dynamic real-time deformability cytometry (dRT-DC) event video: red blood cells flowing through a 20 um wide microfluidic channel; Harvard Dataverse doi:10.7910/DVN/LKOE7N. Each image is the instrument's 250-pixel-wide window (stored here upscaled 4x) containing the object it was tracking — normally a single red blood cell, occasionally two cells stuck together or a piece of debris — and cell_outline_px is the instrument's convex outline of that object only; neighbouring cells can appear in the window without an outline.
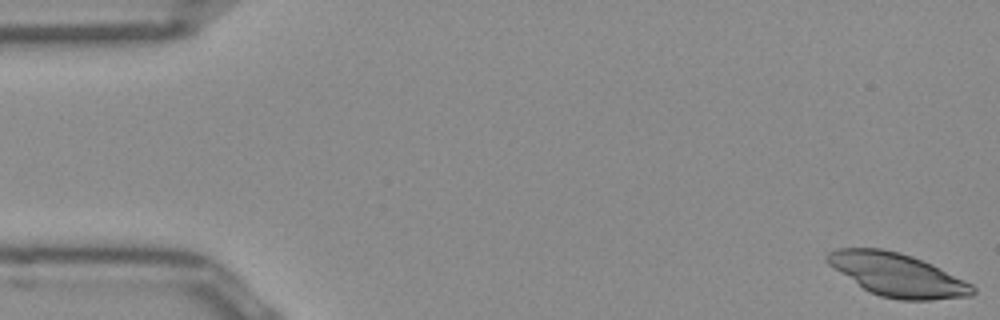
{"species": "Egyptian fruit bat (a non-hibernating species)", "species_latin": "Rousettus aegyptiacus", "temperature_condition": "room temperature", "stored_images_in_passage": 52, "camera_frame_rate_fps": 3000, "um_per_image_px": 0.085, "frame": {"image": 1, "passage_image": 1, "time_ms": 0.0, "image_size_px": [1000, 320], "cell_outline_px": [[976, 292], [972, 296], [932, 300], [900, 300], [880, 296], [864, 288], [828, 264], [824, 260], [828, 252], [840, 248], [880, 248], [900, 252], [912, 256], [932, 264], [972, 284], [976, 288]], "centroid_in_image_um": [76.31, 23.36], "position_along_channel_um": 8.7, "area_um2": 36.24}}